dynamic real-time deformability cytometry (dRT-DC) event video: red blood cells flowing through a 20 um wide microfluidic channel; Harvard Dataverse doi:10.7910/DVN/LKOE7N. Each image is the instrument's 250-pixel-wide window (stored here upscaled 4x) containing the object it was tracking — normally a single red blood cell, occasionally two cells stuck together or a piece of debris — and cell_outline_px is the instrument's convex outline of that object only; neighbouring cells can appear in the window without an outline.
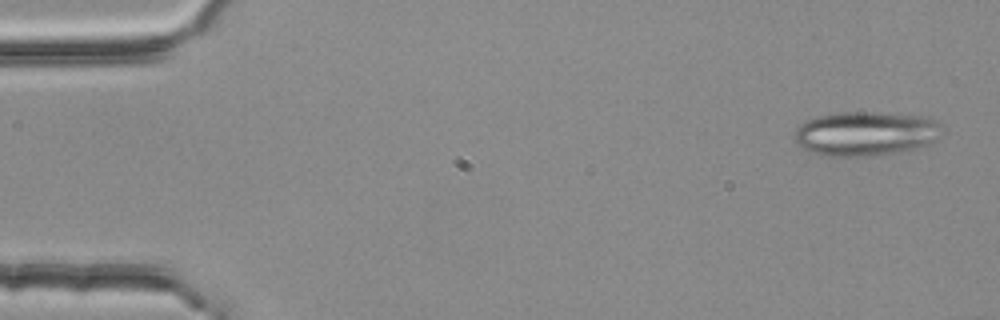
{"species": "common noctule bat (a hibernating species)", "species_latin": "Nyctalus noctula", "temperature_condition": "room temperature", "stored_images_in_passage": 3, "camera_frame_rate_fps": 3000, "um_per_image_px": 0.085, "animal": {"sex": "female", "body_mass_g": 25.1}, "frame": {"image": 1, "passage_image": 1, "time_ms": 0.0, "image_size_px": [1000, 320], "cell_outline_px": [[940, 124], [936, 140], [928, 144], [916, 148], [892, 152], [864, 156], [824, 156], [812, 152], [796, 144], [792, 136], [796, 128], [800, 124], [808, 120], [820, 116], [840, 112], [876, 112], [928, 116], [936, 120]], "centroid_in_image_um": [73.54, 11.34], "position_along_channel_um": 11.5, "area_um2": 37.92}}